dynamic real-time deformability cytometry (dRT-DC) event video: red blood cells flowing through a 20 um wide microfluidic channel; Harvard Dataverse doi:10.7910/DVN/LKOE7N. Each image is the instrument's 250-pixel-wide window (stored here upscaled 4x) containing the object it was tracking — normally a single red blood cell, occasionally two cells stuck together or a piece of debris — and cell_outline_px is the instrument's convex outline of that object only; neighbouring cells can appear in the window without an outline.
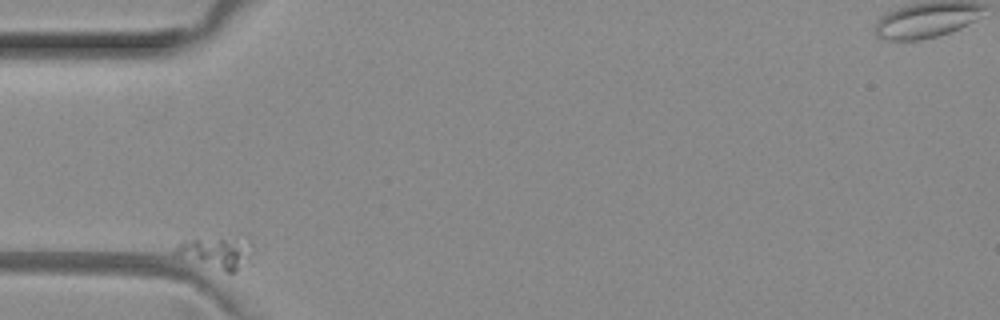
{"species": "common noctule bat (a hibernating species)", "species_latin": "Nyctalus noctula", "temperature_condition": "room temperature", "stored_images_in_passage": 10, "segment_of_instrument_passage": [1, 2], "camera_frame_rate_fps": 3000, "um_per_image_px": 0.085, "animal": {"sex": "female", "body_mass_g": 29.2, "forearm_length_mm": 56.3}, "frame": {"image": 1, "passage_image": 1, "time_ms": 0.0, "image_size_px": [1000, 320], "cell_outline_px": [[252, 248], [236, 268], [232, 272], [224, 272], [172, 256], [172, 252], [184, 240], [244, 232], [252, 240]], "centroid_in_image_um": [18.35, 21.34], "position_along_channel_um": 66.6, "area_um2": 15.26}}
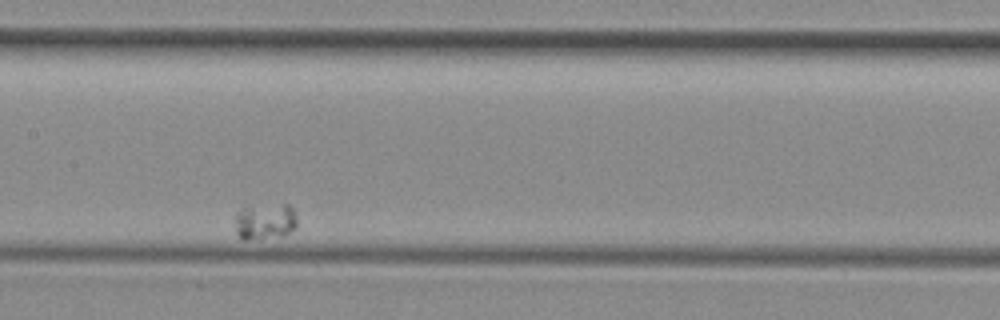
{"frame": {"image": 2, "passage_image": 5, "time_ms": 1.333, "image_size_px": [1000, 320], "cell_outline_px": [[296, 228], [280, 236], [248, 240], [244, 240], [236, 232], [236, 212], [240, 208], [284, 204], [288, 204], [292, 208], [296, 216]], "centroid_in_image_um": [22.53, 18.83], "position_along_channel_um": 184.9, "area_um2": 12.89}}
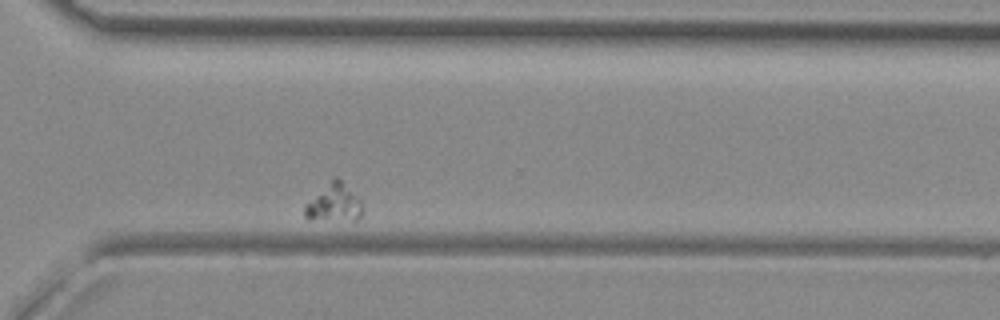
{"frame": {"image": 3, "passage_image": 9, "time_ms": 2.667, "image_size_px": [1000, 320], "cell_outline_px": [[364, 208], [360, 216], [356, 220], [308, 220], [304, 216], [304, 204], [336, 176], [340, 180]], "centroid_in_image_um": [28.32, 17.32], "position_along_channel_um": 342.3, "area_um2": 12.31}}